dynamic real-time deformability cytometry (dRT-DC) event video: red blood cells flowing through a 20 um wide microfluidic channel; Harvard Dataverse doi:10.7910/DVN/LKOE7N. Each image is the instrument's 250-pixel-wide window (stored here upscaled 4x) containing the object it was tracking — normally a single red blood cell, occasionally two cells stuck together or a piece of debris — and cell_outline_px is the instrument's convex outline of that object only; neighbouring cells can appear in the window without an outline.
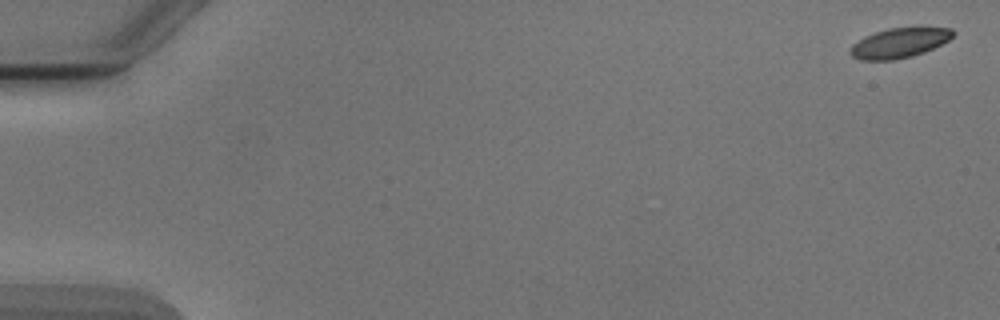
{"species": "Egyptian fruit bat (a non-hibernating species)", "species_latin": "Rousettus aegyptiacus", "temperature_condition": "cold", "stored_images_in_passage": 7, "camera_frame_rate_fps": 3000, "um_per_image_px": 0.085, "animal": {"sex": "male"}, "frame": {"image": 1, "passage_image": 1, "time_ms": 0.0, "image_size_px": [1000, 320], "cell_outline_px": [[956, 32], [948, 40], [924, 52], [912, 56], [892, 60], [860, 60], [852, 56], [848, 52], [852, 44], [864, 36], [888, 28], [952, 28]], "centroid_in_image_um": [76.4, 3.66], "position_along_channel_um": 8.6, "area_um2": 17.69}}
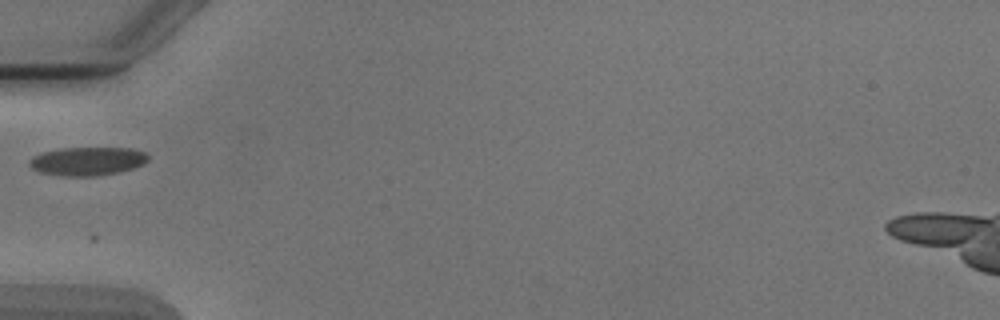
{"frame": {"image": 2, "passage_image": 6, "time_ms": 6.0, "image_size_px": [1000, 320], "cell_outline_px": [[148, 160], [144, 164], [132, 168], [116, 172], [92, 176], [60, 176], [40, 172], [32, 168], [28, 164], [28, 160], [32, 156], [40, 152], [60, 148], [132, 148], [148, 152]], "centroid_in_image_um": [7.4, 13.69], "position_along_channel_um": 77.6, "area_um2": 19.88}}
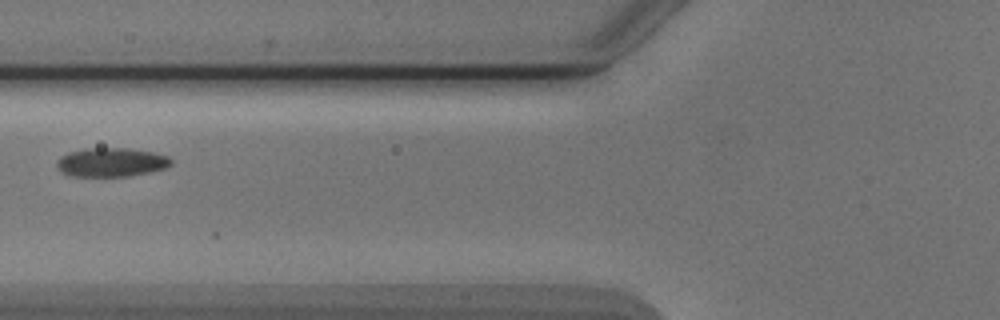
{"frame": {"image": 3, "passage_image": 7, "time_ms": 7.0, "image_size_px": [1000, 320], "cell_outline_px": [[172, 164], [164, 168], [148, 172], [128, 176], [72, 176], [60, 172], [56, 164], [56, 160], [60, 156], [68, 152], [84, 148], [124, 148], [152, 152], [168, 156], [172, 160]], "centroid_in_image_um": [9.4, 13.79], "position_along_channel_um": 116.4, "area_um2": 19.25}}